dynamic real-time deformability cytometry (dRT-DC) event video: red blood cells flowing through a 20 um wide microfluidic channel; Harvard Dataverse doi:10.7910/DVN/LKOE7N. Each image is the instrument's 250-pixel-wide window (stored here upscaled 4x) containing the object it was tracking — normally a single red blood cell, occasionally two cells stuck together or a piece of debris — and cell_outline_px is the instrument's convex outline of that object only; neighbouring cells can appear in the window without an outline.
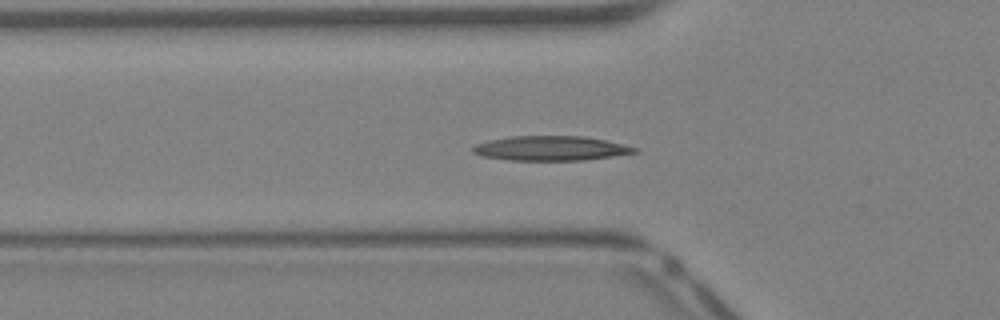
{"species": "Egyptian fruit bat (a non-hibernating species)", "species_latin": "Rousettus aegyptiacus", "temperature_condition": "warm", "stored_images_in_passage": 41, "camera_frame_rate_fps": 3000, "um_per_image_px": 0.085, "animal": {"sex": "female"}, "frame": {"image": 1, "passage_image": 13, "time_ms": 4.0, "image_size_px": [1000, 320], "cell_outline_px": [[640, 152], [584, 160], [508, 160], [484, 156], [472, 152], [472, 148], [476, 144], [488, 140], [512, 136], [584, 136], [604, 140], [640, 148]], "centroid_in_image_um": [46.84, 12.6], "position_along_channel_um": 79.0, "area_um2": 23.12}}
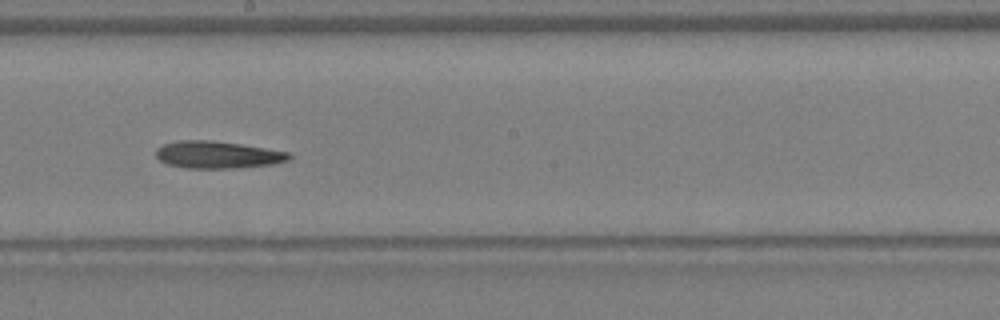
{"frame": {"image": 2, "passage_image": 22, "time_ms": 7.0, "image_size_px": [1000, 320], "cell_outline_px": [[292, 156], [288, 160], [272, 164], [232, 168], [188, 168], [168, 164], [160, 160], [156, 156], [156, 148], [164, 144], [176, 140], [212, 140], [240, 144], [292, 152]], "centroid_in_image_um": [18.5, 13.14], "position_along_channel_um": 229.7, "area_um2": 21.1}}
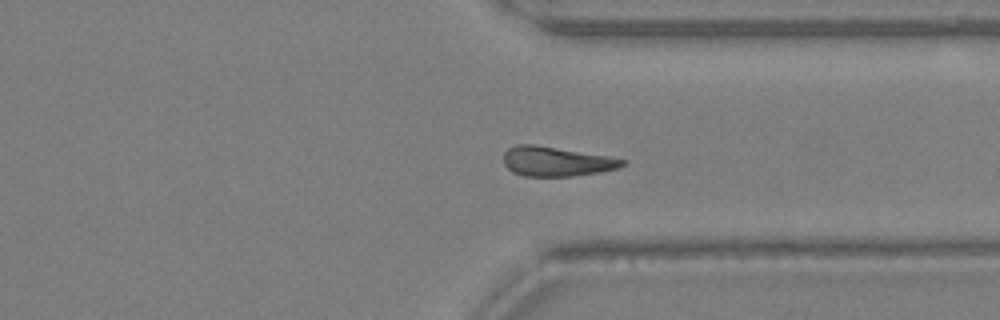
{"frame": {"image": 3, "passage_image": 30, "time_ms": 9.667, "image_size_px": [1000, 320], "cell_outline_px": [[628, 160], [624, 164], [616, 168], [600, 172], [572, 176], [524, 176], [512, 172], [504, 164], [504, 152], [508, 148], [516, 144], [536, 144], [608, 156]], "centroid_in_image_um": [47.26, 13.71], "position_along_channel_um": 364.1, "area_um2": 20.52}}